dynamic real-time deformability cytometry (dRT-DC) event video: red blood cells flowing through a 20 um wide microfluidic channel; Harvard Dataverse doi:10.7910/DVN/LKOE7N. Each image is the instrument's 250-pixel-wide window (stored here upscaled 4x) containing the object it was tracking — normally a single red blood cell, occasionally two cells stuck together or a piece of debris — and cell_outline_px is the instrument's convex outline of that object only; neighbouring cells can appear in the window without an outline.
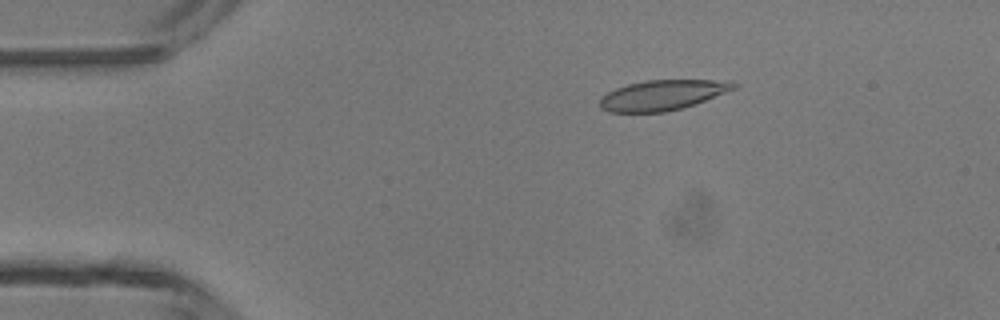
{"species": "common noctule bat (a hibernating species)", "species_latin": "Nyctalus noctula", "temperature_condition": "room temperature", "stored_images_in_passage": 4, "camera_frame_rate_fps": 3000, "um_per_image_px": 0.085, "animal": {"sex": "male", "body_mass_g": 13.3}, "frame": {"image": 1, "passage_image": 3, "time_ms": 2.333, "image_size_px": [1000, 320], "cell_outline_px": [[740, 84], [736, 88], [684, 108], [664, 112], [608, 112], [600, 108], [600, 100], [608, 92], [616, 88], [628, 84], [644, 80], [732, 80]], "centroid_in_image_um": [56.35, 8.07], "position_along_channel_um": 28.7, "area_um2": 23.58}}